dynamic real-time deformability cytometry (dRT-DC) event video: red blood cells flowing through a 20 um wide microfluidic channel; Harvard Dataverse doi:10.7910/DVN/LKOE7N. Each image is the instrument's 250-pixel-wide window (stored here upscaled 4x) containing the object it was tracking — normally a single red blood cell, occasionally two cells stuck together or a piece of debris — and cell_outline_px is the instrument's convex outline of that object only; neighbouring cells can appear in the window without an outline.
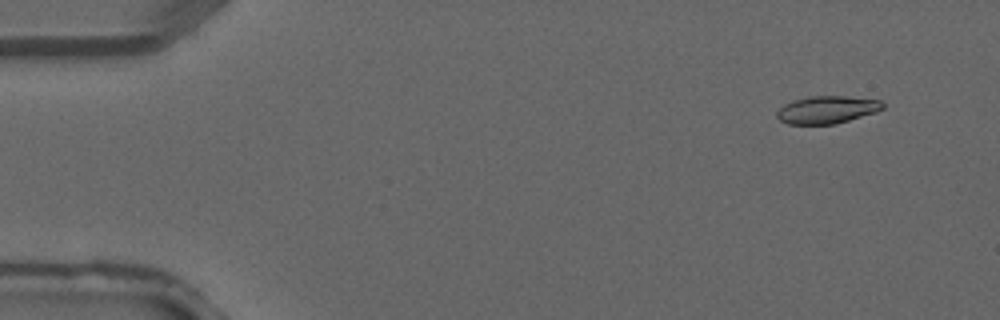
{"species": "common noctule bat (a hibernating species)", "species_latin": "Nyctalus noctula", "temperature_condition": "warm", "stored_images_in_passage": 3, "camera_frame_rate_fps": 3000, "um_per_image_px": 0.085, "animal": {"sex": "male", "forearm_length_mm": 52.5}, "frame": {"image": 1, "passage_image": 1, "time_ms": 0.0, "image_size_px": [1000, 320], "cell_outline_px": [[884, 108], [876, 112], [836, 124], [788, 124], [780, 120], [776, 116], [776, 112], [784, 104], [792, 100], [812, 96], [844, 96], [880, 100], [884, 104]], "centroid_in_image_um": [70.29, 9.32], "position_along_channel_um": 14.7, "area_um2": 16.99}}